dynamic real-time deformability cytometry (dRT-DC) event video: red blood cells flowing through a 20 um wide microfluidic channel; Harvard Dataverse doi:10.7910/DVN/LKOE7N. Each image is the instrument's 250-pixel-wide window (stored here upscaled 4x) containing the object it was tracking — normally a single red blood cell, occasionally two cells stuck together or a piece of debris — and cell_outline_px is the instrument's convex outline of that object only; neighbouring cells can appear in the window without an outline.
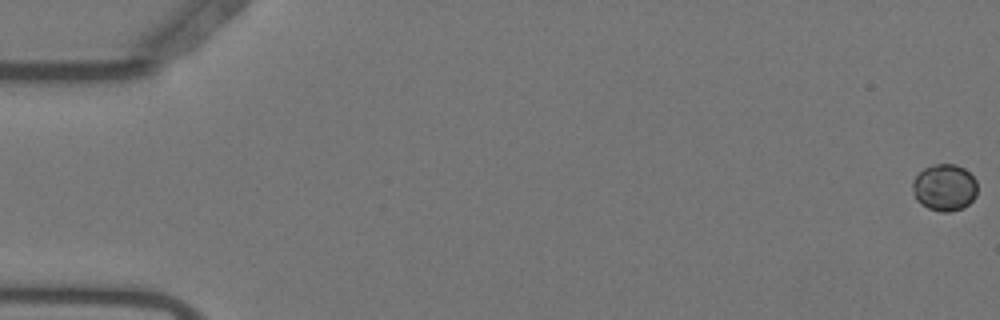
{"species": "Egyptian fruit bat (a non-hibernating species)", "species_latin": "Rousettus aegyptiacus", "temperature_condition": "warm", "stored_images_in_passage": 5, "camera_frame_rate_fps": 3000, "um_per_image_px": 0.085, "animal": {"sex": "female"}, "frame": {"image": 1, "passage_image": 1, "time_ms": 0.0, "image_size_px": [1000, 320], "cell_outline_px": [[976, 196], [964, 208], [948, 212], [940, 212], [928, 208], [920, 204], [916, 200], [912, 188], [912, 180], [924, 168], [932, 164], [956, 164], [964, 168], [976, 180]], "centroid_in_image_um": [80.27, 15.94], "position_along_channel_um": 4.7, "area_um2": 17.8}}
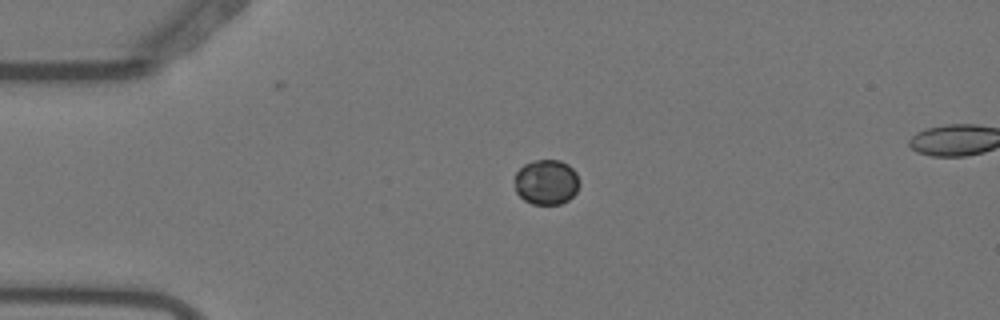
{"frame": {"image": 2, "passage_image": 4, "time_ms": 1.0, "image_size_px": [1000, 320], "cell_outline_px": [[580, 184], [576, 192], [568, 200], [560, 204], [532, 204], [524, 200], [516, 192], [512, 180], [516, 172], [524, 164], [536, 160], [560, 160], [568, 164], [576, 172], [580, 180]], "centroid_in_image_um": [46.42, 15.47], "position_along_channel_um": 38.6, "area_um2": 17.34}}